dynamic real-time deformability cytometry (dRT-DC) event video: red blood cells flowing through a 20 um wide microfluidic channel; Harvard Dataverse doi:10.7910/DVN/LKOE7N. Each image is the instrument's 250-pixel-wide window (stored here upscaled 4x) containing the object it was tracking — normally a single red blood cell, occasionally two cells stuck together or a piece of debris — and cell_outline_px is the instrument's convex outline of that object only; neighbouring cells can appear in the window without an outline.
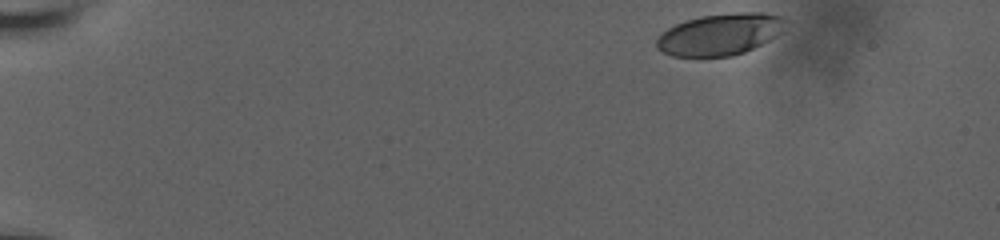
{"species": "human", "species_latin": "Homo sapiens", "temperature_condition": "room temperature", "stored_images_in_passage": 44, "camera_frame_rate_fps": 3000, "um_per_image_px": 0.085, "donor": {"sex": "male"}, "frame": {"image": 1, "passage_image": 1, "time_ms": 0.0, "image_size_px": [1000, 240], "cell_outline_px": [[792, 20], [784, 32], [744, 52], [732, 56], [672, 56], [660, 52], [656, 48], [656, 40], [668, 28], [676, 24], [700, 16], [736, 12], [764, 12], [784, 16]], "centroid_in_image_um": [61.3, 2.9], "position_along_channel_um": 23.7, "area_um2": 31.67}}
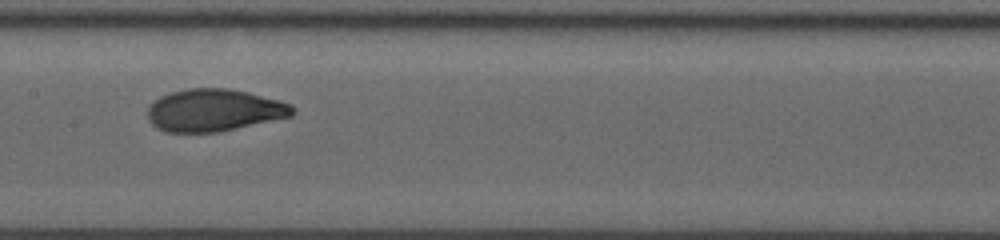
{"frame": {"image": 2, "passage_image": 25, "time_ms": 8.0, "image_size_px": [1000, 240], "cell_outline_px": [[296, 112], [292, 116], [216, 132], [164, 132], [156, 128], [148, 120], [148, 104], [160, 96], [172, 92], [188, 88], [228, 88], [248, 92], [280, 100], [292, 104], [296, 108]], "centroid_in_image_um": [18.19, 9.36], "position_along_channel_um": 189.2, "area_um2": 35.89}}
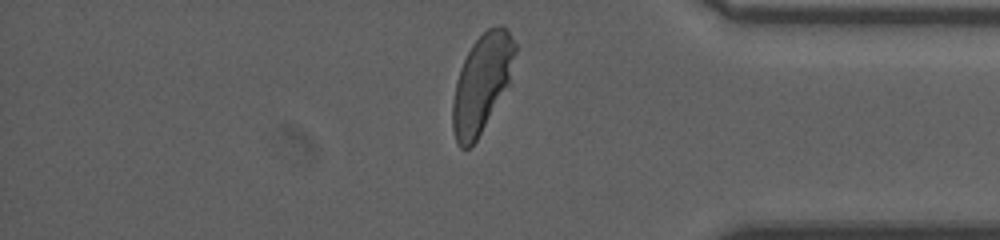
{"frame": {"image": 3, "passage_image": 43, "time_ms": 14.0, "image_size_px": [1000, 240], "cell_outline_px": [[516, 52], [508, 84], [476, 140], [468, 148], [460, 148], [456, 144], [452, 128], [452, 100], [460, 68], [472, 44], [488, 28], [500, 24], [508, 28], [516, 44]], "centroid_in_image_um": [40.94, 7.06], "position_along_channel_um": 394.3, "area_um2": 35.14}, "authors_computed_cell_mechanics": {"area_um2": 35.2291, "velocity_mm_per_s": 3.6664, "shape_relaxation_time_tau1_ms": 5.2489, "shape_relaxation_time_tau2_ms": null, "deformation_change_tau1": 0.1993, "deformation_change_tau2": null}}